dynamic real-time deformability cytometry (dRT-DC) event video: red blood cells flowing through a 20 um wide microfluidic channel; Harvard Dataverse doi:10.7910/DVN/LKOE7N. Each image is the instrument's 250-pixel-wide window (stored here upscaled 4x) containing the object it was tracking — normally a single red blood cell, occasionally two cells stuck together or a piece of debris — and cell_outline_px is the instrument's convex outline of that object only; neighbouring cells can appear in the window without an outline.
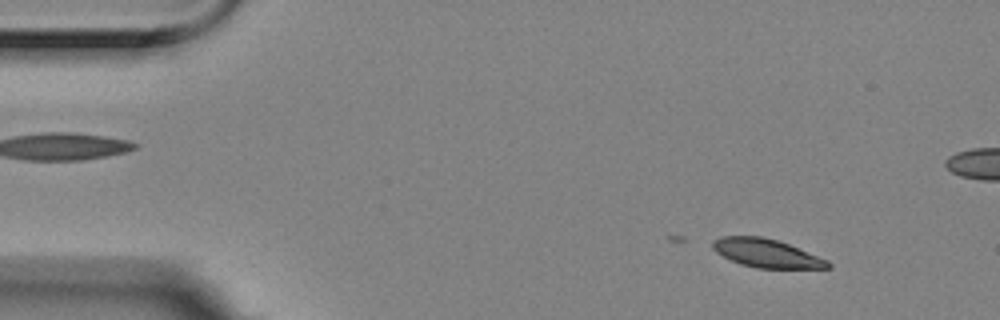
{"species": "Egyptian fruit bat (a non-hibernating species)", "species_latin": "Rousettus aegyptiacus", "temperature_condition": "room temperature", "stored_images_in_passage": 28, "camera_frame_rate_fps": 3000, "um_per_image_px": 0.085, "animal": {"sex": "female"}, "frame": {"image": 1, "passage_image": 6, "time_ms": 1.667, "image_size_px": [1000, 320], "cell_outline_px": [[832, 268], [756, 268], [740, 264], [716, 252], [712, 248], [712, 240], [720, 236], [760, 236], [776, 240], [788, 244], [828, 260], [832, 264]], "centroid_in_image_um": [65.14, 21.52], "position_along_channel_um": 19.9, "area_um2": 19.02}}
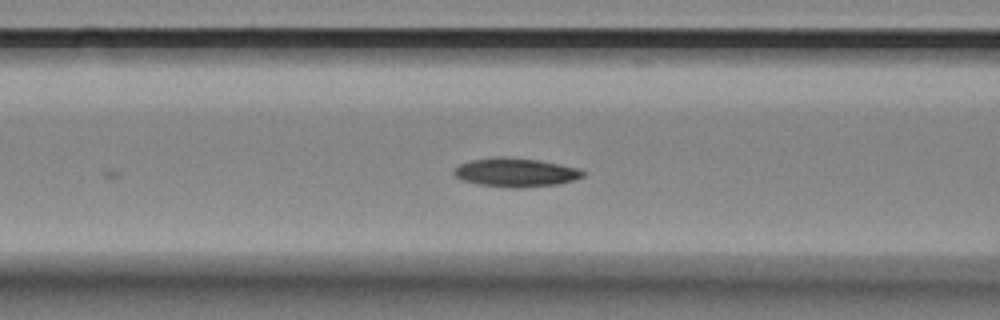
{"frame": {"image": 2, "passage_image": 22, "time_ms": 7.0, "image_size_px": [1000, 320], "cell_outline_px": [[584, 176], [576, 180], [560, 184], [524, 188], [508, 188], [476, 184], [460, 180], [452, 176], [452, 168], [460, 164], [472, 160], [536, 160], [580, 168], [584, 172]], "centroid_in_image_um": [43.83, 14.73], "position_along_channel_um": 122.8, "area_um2": 21.1}}
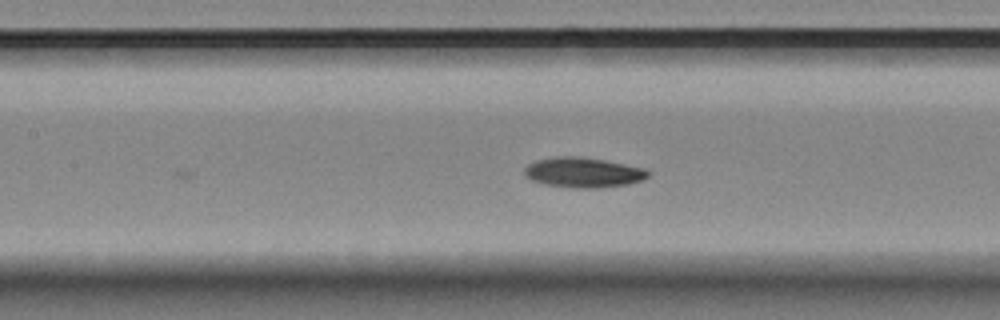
{"frame": {"image": 3, "passage_image": 25, "time_ms": 8.0, "image_size_px": [1000, 320], "cell_outline_px": [[652, 172], [648, 176], [640, 180], [628, 184], [600, 188], [572, 188], [544, 184], [532, 180], [524, 176], [524, 168], [528, 164], [536, 160], [556, 156], [580, 156], [604, 160], [644, 168]], "centroid_in_image_um": [49.55, 14.66], "position_along_channel_um": 157.9, "area_um2": 21.79}}